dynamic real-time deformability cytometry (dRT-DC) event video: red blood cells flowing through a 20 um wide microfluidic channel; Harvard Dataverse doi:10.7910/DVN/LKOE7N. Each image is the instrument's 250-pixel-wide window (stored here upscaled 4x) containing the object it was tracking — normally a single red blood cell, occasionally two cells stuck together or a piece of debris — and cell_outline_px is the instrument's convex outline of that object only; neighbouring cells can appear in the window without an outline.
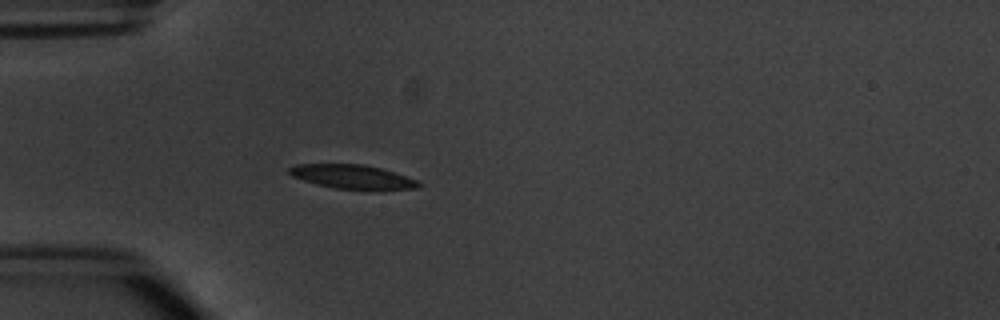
{"species": "common noctule bat (a hibernating species)", "species_latin": "Nyctalus noctula", "temperature_condition": "warm", "stored_images_in_passage": 4, "camera_frame_rate_fps": 3000, "um_per_image_px": 0.085, "animal": {"sex": "male", "body_mass_g": 20.1, "forearm_length_mm": 53.5}, "frame": {"image": 1, "passage_image": 4, "time_ms": 3.667, "image_size_px": [1000, 320], "cell_outline_px": [[424, 184], [420, 188], [380, 192], [368, 192], [336, 188], [316, 184], [292, 176], [288, 172], [288, 168], [296, 164], [364, 164], [380, 168], [420, 180]], "centroid_in_image_um": [30.11, 15.08], "position_along_channel_um": 54.9, "area_um2": 19.07}}